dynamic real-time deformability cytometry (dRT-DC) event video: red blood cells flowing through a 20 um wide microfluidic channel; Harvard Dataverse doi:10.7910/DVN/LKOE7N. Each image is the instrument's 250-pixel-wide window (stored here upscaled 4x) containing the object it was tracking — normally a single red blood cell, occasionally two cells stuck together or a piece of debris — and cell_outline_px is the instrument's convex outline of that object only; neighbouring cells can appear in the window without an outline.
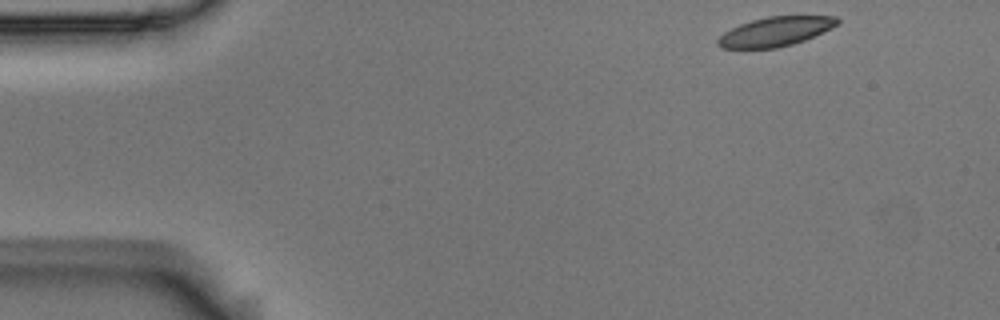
{"species": "Egyptian fruit bat (a non-hibernating species)", "species_latin": "Rousettus aegyptiacus", "temperature_condition": "room temperature", "stored_images_in_passage": 4, "camera_frame_rate_fps": 3000, "um_per_image_px": 0.085, "animal": {"sex": "male"}, "frame": {"image": 1, "passage_image": 1, "time_ms": 0.0, "image_size_px": [1000, 320], "cell_outline_px": [[840, 24], [832, 28], [804, 40], [792, 44], [776, 48], [720, 48], [716, 44], [716, 40], [724, 32], [740, 24], [752, 20], [768, 16], [836, 16], [840, 20]], "centroid_in_image_um": [65.92, 2.68], "position_along_channel_um": 19.1, "area_um2": 20.4}}
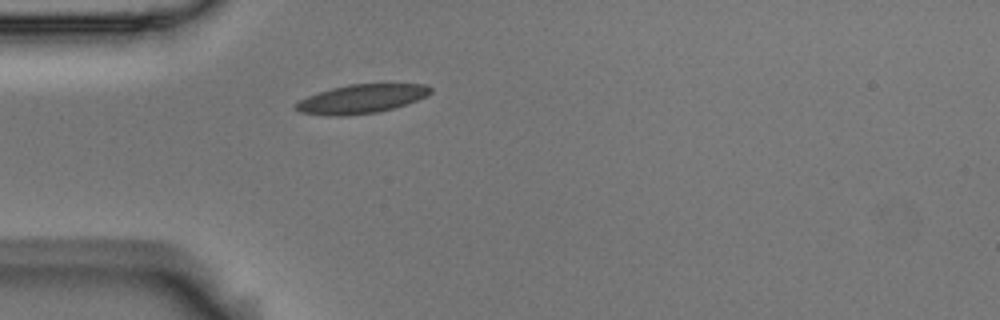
{"frame": {"image": 2, "passage_image": 4, "time_ms": 1.0, "image_size_px": [1000, 320], "cell_outline_px": [[432, 92], [428, 96], [392, 108], [376, 112], [340, 116], [336, 116], [300, 112], [296, 108], [296, 104], [300, 100], [308, 96], [332, 88], [348, 84], [384, 80], [428, 84], [432, 88]], "centroid_in_image_um": [30.87, 8.32], "position_along_channel_um": 54.1, "area_um2": 23.41}}